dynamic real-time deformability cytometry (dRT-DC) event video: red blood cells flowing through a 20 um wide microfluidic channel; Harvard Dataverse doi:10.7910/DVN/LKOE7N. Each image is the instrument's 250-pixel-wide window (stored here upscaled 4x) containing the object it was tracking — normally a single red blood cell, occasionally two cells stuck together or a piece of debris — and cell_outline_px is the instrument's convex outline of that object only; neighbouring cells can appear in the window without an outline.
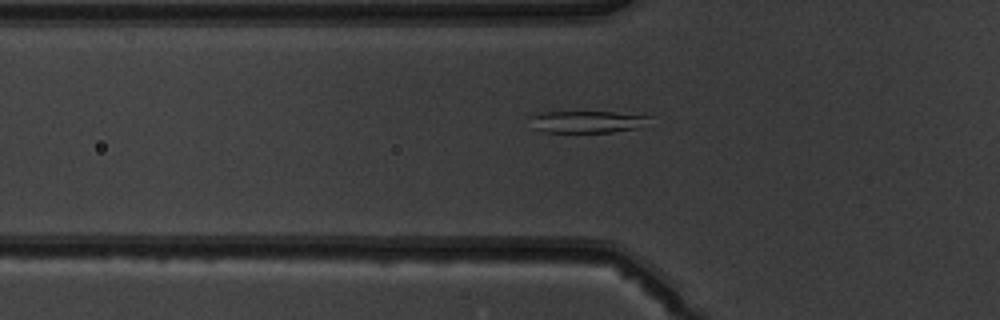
{"species": "common noctule bat (a hibernating species)", "species_latin": "Nyctalus noctula", "temperature_condition": "warm", "stored_images_in_passage": 40, "camera_frame_rate_fps": 3000, "um_per_image_px": 0.085, "animal": {"sex": "male", "body_mass_g": 19.5, "forearm_length_mm": 54.6}, "frame": {"image": 1, "passage_image": 6, "time_ms": 1.667, "image_size_px": [1000, 320], "cell_outline_px": [[652, 116], [636, 128], [612, 132], [544, 132], [532, 128], [524, 116], [540, 112], [616, 112]], "centroid_in_image_um": [49.71, 10.34], "position_along_channel_um": 76.1, "area_um2": 15.49}}
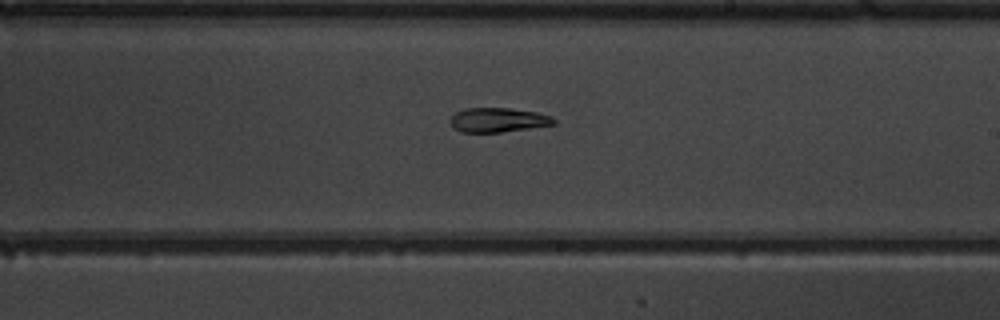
{"frame": {"image": 2, "passage_image": 19, "time_ms": 6.0, "image_size_px": [1000, 320], "cell_outline_px": [[556, 124], [500, 132], [460, 132], [452, 124], [452, 116], [456, 112], [464, 108], [508, 108], [536, 112], [548, 116], [556, 120]], "centroid_in_image_um": [42.33, 10.19], "position_along_channel_um": 246.7, "area_um2": 14.39}}
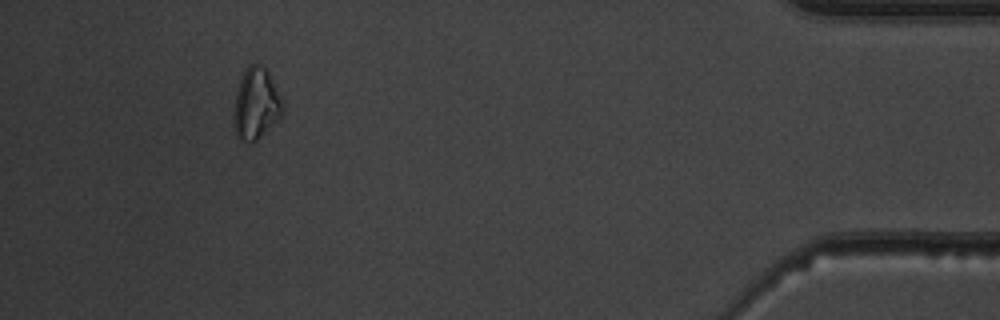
{"frame": {"image": 3, "passage_image": 36, "time_ms": 11.667, "image_size_px": [1000, 320], "cell_outline_px": [[284, 112], [252, 144], [240, 140], [236, 136], [232, 124], [232, 112], [236, 92], [240, 80], [248, 64], [260, 64], [268, 72], [284, 100]], "centroid_in_image_um": [21.74, 8.84], "position_along_channel_um": 413.5, "area_um2": 20.63}, "authors_computed_cell_mechanics": {"area_um2": 15.6349, "velocity_mm_per_s": 3.9387, "shape_relaxation_time_tau1_ms": null, "shape_relaxation_time_tau2_ms": 1.8325, "deformation_change_tau1": null, "deformation_change_tau2": 0.0913}}